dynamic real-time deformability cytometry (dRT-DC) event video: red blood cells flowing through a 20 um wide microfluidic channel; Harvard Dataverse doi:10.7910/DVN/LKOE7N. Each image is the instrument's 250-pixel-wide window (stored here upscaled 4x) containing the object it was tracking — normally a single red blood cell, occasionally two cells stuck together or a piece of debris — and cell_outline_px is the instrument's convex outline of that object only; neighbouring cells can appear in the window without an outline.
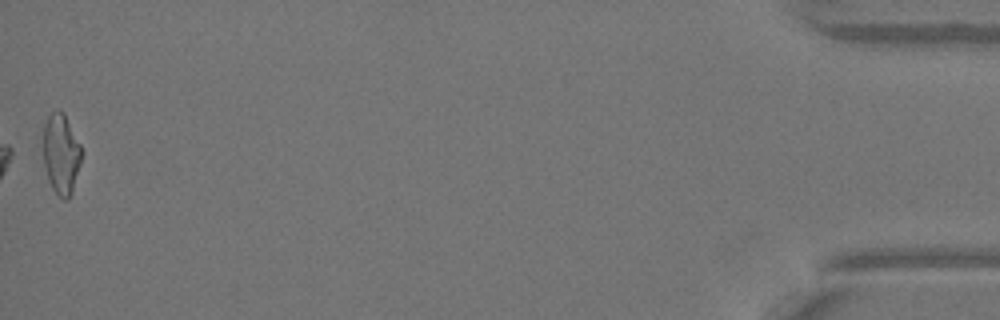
{"species": "Egyptian fruit bat (a non-hibernating species)", "species_latin": "Rousettus aegyptiacus", "temperature_condition": "warm", "stored_images_in_passage": 50, "camera_frame_rate_fps": 3000, "um_per_image_px": 0.085, "animal": {"sex": "female"}, "frame": {"image": 1, "passage_image": 50, "time_ms": 16.333, "image_size_px": [1000, 320], "cell_outline_px": [[80, 164], [72, 192], [68, 200], [64, 200], [52, 188], [48, 180], [44, 164], [44, 124], [48, 116], [56, 108], [60, 108], [64, 112], [80, 144]], "centroid_in_image_um": [5.18, 13.05], "position_along_channel_um": 430.0, "area_um2": 17.8}, "authors_computed_cell_mechanics": {"area_um2": 18.3804, "velocity_mm_per_s": 4.1054, "shape_relaxation_time_tau1_ms": 10.8635, "shape_relaxation_time_tau2_ms": 1.4963, "deformation_change_tau1": 0.3144, "deformation_change_tau2": 0.1011}}